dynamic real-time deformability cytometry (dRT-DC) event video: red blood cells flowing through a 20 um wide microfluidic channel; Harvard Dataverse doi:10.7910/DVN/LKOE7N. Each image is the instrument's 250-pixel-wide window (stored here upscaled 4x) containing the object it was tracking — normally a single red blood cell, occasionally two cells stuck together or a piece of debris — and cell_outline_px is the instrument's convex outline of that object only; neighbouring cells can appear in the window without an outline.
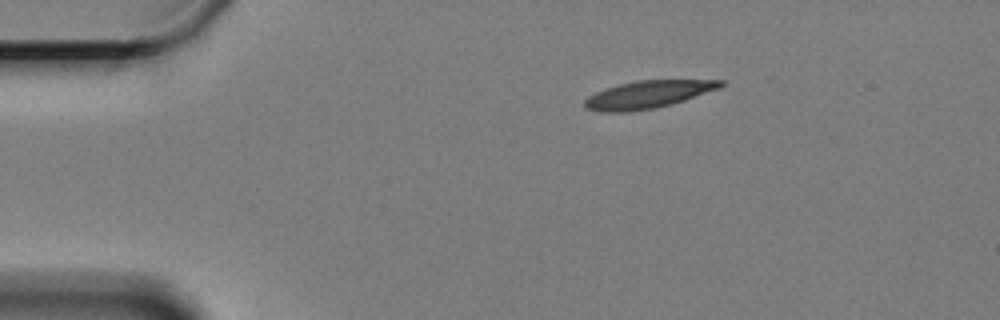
{"species": "Egyptian fruit bat (a non-hibernating species)", "species_latin": "Rousettus aegyptiacus", "temperature_condition": "cold", "stored_images_in_passage": 51, "camera_frame_rate_fps": 3000, "um_per_image_px": 0.085, "animal": {"sex": "female"}, "frame": {"image": 1, "passage_image": 1, "time_ms": 0.0, "image_size_px": [1000, 320], "cell_outline_px": [[724, 84], [720, 88], [672, 104], [656, 108], [624, 112], [600, 112], [584, 108], [584, 100], [588, 96], [604, 88], [620, 84], [640, 80], [724, 80]], "centroid_in_image_um": [55.04, 8.04], "position_along_channel_um": 30.0, "area_um2": 21.79}}
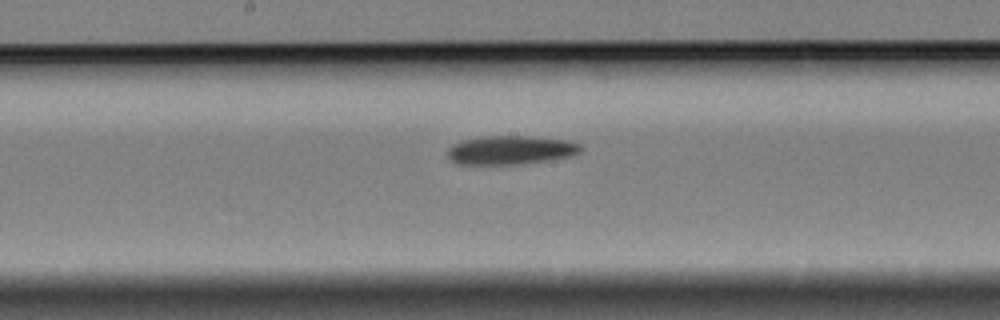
{"frame": {"image": 2, "passage_image": 22, "time_ms": 7.0, "image_size_px": [1000, 320], "cell_outline_px": [[580, 152], [568, 156], [548, 160], [520, 164], [456, 164], [448, 156], [448, 148], [452, 144], [460, 140], [484, 136], [528, 136], [564, 140], [580, 144]], "centroid_in_image_um": [43.33, 12.75], "position_along_channel_um": 204.9, "area_um2": 22.14}}
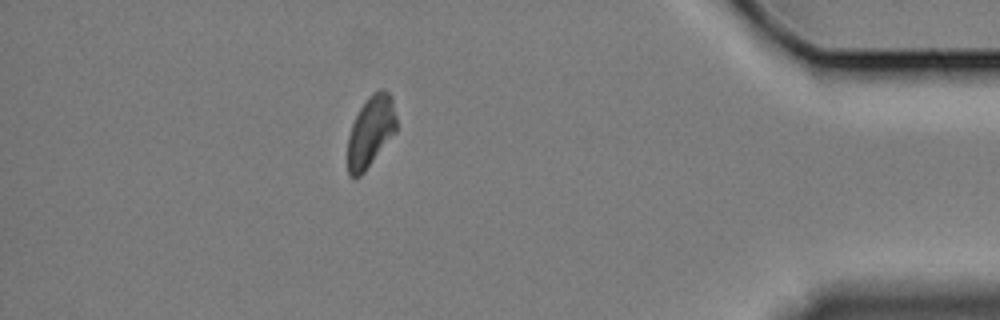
{"frame": {"image": 3, "passage_image": 44, "time_ms": 14.333, "image_size_px": [1000, 320], "cell_outline_px": [[396, 132], [364, 172], [360, 176], [348, 176], [348, 136], [352, 124], [360, 108], [368, 96], [372, 92], [380, 88], [388, 92], [392, 96], [396, 116]], "centroid_in_image_um": [31.52, 11.15], "position_along_channel_um": 403.7, "area_um2": 20.17}, "authors_computed_cell_mechanics": {"area_um2": 21.964, "velocity_mm_per_s": 3.2703, "shape_relaxation_time_tau1_ms": 5.8942, "shape_relaxation_time_tau2_ms": null, "deformation_change_tau1": 0.1568, "deformation_change_tau2": null}}